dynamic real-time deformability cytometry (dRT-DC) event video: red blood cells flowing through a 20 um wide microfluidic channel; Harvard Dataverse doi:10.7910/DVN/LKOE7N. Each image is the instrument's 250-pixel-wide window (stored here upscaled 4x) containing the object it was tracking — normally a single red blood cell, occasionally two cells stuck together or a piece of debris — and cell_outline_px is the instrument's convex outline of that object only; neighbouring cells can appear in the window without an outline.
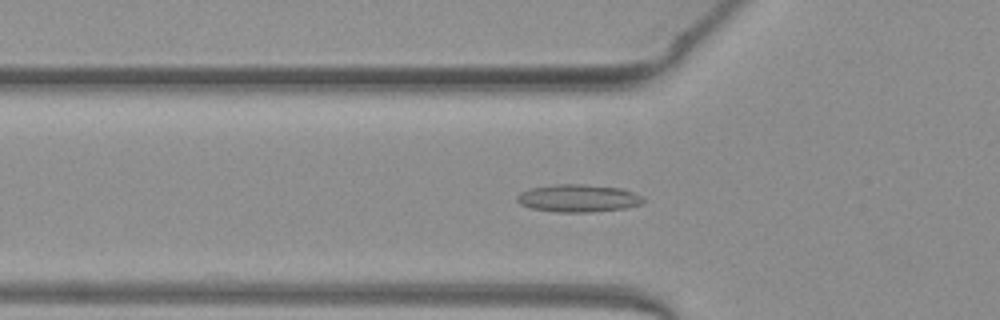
{"species": "common noctule bat (a hibernating species)", "species_latin": "Nyctalus noctula", "temperature_condition": "warm", "stored_images_in_passage": 51, "camera_frame_rate_fps": 3000, "um_per_image_px": 0.085, "animal": {"sex": "female", "body_mass_g": 19.3, "forearm_length_mm": 54.1}, "frame": {"image": 1, "passage_image": 16, "time_ms": 5.0, "image_size_px": [1000, 320], "cell_outline_px": [[644, 200], [640, 204], [624, 208], [592, 212], [556, 212], [532, 208], [520, 204], [516, 200], [516, 196], [520, 192], [532, 188], [552, 184], [584, 184], [620, 188], [632, 192], [640, 196]], "centroid_in_image_um": [49.1, 16.84], "position_along_channel_um": 76.7, "area_um2": 20.17}}
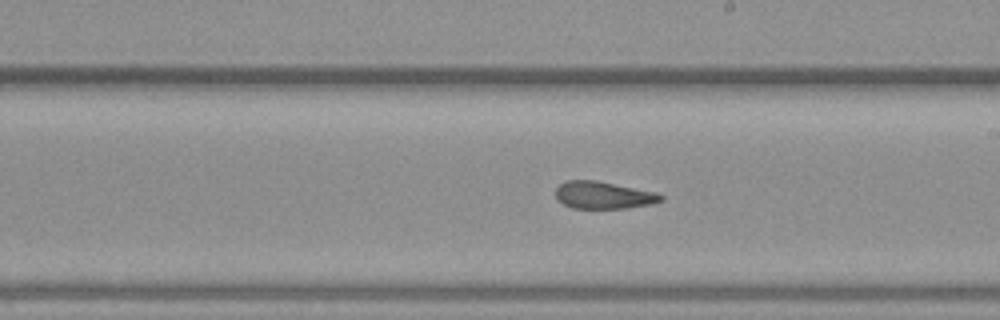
{"frame": {"image": 2, "passage_image": 28, "time_ms": 9.0, "image_size_px": [1000, 320], "cell_outline_px": [[664, 200], [652, 204], [628, 208], [572, 208], [556, 200], [556, 188], [564, 180], [596, 180], [656, 192], [664, 196]], "centroid_in_image_um": [51.29, 16.59], "position_along_channel_um": 237.7, "area_um2": 16.88}}
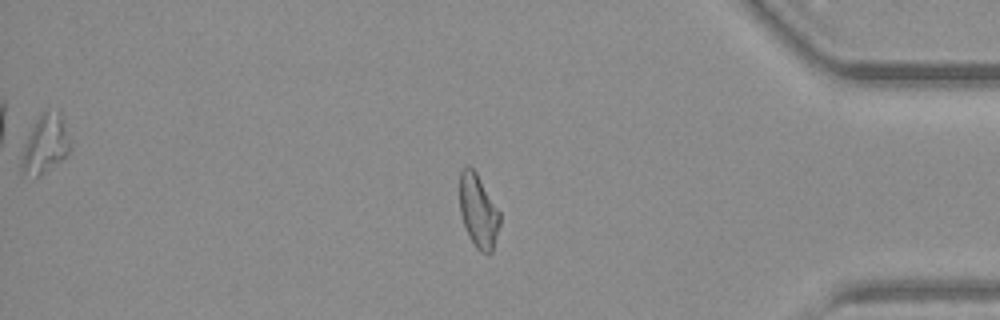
{"frame": {"image": 3, "passage_image": 42, "time_ms": 13.667, "image_size_px": [1000, 320], "cell_outline_px": [[500, 224], [492, 252], [480, 252], [476, 248], [468, 236], [460, 212], [460, 172], [464, 168], [472, 168], [476, 172], [500, 212]], "centroid_in_image_um": [40.66, 17.97], "position_along_channel_um": 394.5, "area_um2": 16.94}, "authors_computed_cell_mechanics": {"area_um2": 17.8024, "velocity_mm_per_s": 4.007, "shape_relaxation_time_tau1_ms": null, "shape_relaxation_time_tau2_ms": 3.3225, "deformation_change_tau1": null, "deformation_change_tau2": 0.1193}}